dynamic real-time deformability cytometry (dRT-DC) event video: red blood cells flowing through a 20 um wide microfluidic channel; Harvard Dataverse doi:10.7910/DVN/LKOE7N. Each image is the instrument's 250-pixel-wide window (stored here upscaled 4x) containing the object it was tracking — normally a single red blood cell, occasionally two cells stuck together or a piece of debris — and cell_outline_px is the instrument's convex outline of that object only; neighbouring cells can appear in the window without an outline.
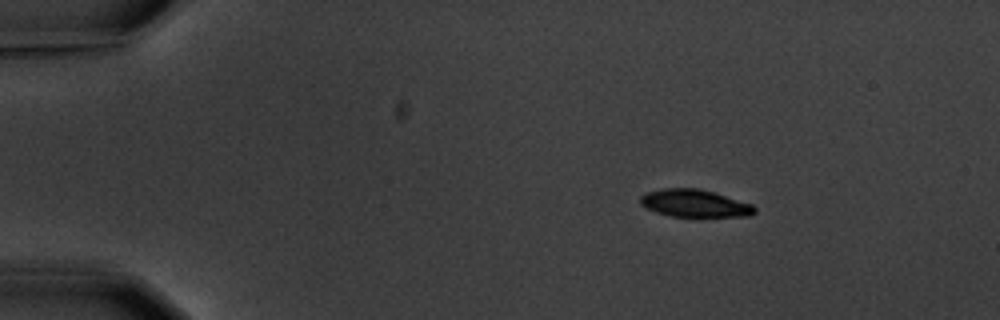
{"species": "common noctule bat (a hibernating species)", "species_latin": "Nyctalus noctula", "temperature_condition": "warm", "stored_images_in_passage": 9, "camera_frame_rate_fps": 3000, "um_per_image_px": 0.085, "animal": {"sex": "male", "body_mass_g": 20.1, "forearm_length_mm": 53.5}, "frame": {"image": 1, "passage_image": 1, "time_ms": 0.0, "image_size_px": [1000, 320], "cell_outline_px": [[756, 212], [748, 216], [672, 216], [656, 212], [640, 204], [640, 196], [648, 192], [664, 188], [696, 188], [712, 192], [752, 204], [756, 208]], "centroid_in_image_um": [59.04, 17.28], "position_along_channel_um": 26.0, "area_um2": 17.98}}
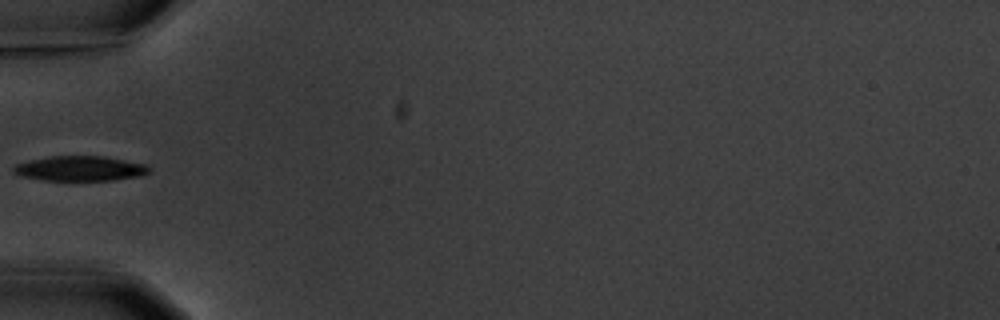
{"frame": {"image": 2, "passage_image": 4, "time_ms": 3.667, "image_size_px": [1000, 320], "cell_outline_px": [[152, 172], [140, 176], [112, 180], [44, 180], [20, 176], [12, 172], [12, 168], [16, 164], [28, 160], [48, 156], [104, 156], [148, 164], [152, 168]], "centroid_in_image_um": [6.84, 14.31], "position_along_channel_um": 78.2, "area_um2": 20.0}}